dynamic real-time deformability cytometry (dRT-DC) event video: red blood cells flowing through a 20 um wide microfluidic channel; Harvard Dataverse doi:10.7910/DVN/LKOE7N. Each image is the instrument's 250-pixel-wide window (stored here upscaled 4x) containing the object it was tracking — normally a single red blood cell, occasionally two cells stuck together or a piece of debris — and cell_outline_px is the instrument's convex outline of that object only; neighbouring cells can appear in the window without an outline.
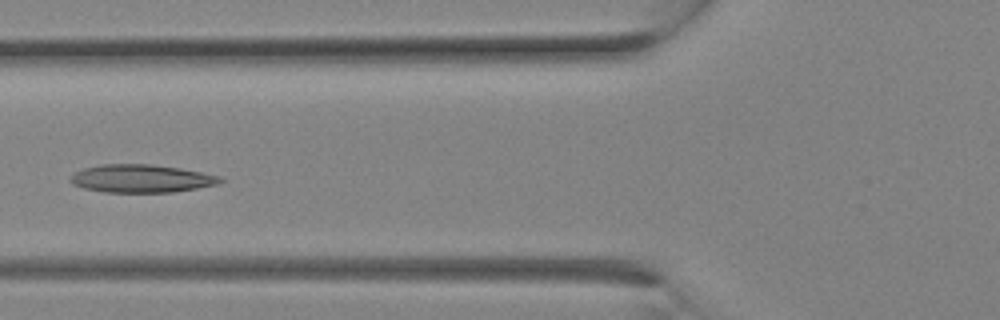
{"species": "Egyptian fruit bat (a non-hibernating species)", "species_latin": "Rousettus aegyptiacus", "temperature_condition": "room temperature", "stored_images_in_passage": 11, "camera_frame_rate_fps": 3000, "um_per_image_px": 0.085, "animal": {"sex": "female"}, "frame": {"image": 1, "passage_image": 10, "time_ms": 3.0, "image_size_px": [1000, 320], "cell_outline_px": [[224, 180], [216, 184], [196, 188], [172, 192], [104, 192], [84, 188], [72, 184], [68, 180], [76, 172], [84, 168], [100, 164], [152, 164], [180, 168], [220, 176]], "centroid_in_image_um": [11.98, 15.17], "position_along_channel_um": 113.8, "area_um2": 24.28}}